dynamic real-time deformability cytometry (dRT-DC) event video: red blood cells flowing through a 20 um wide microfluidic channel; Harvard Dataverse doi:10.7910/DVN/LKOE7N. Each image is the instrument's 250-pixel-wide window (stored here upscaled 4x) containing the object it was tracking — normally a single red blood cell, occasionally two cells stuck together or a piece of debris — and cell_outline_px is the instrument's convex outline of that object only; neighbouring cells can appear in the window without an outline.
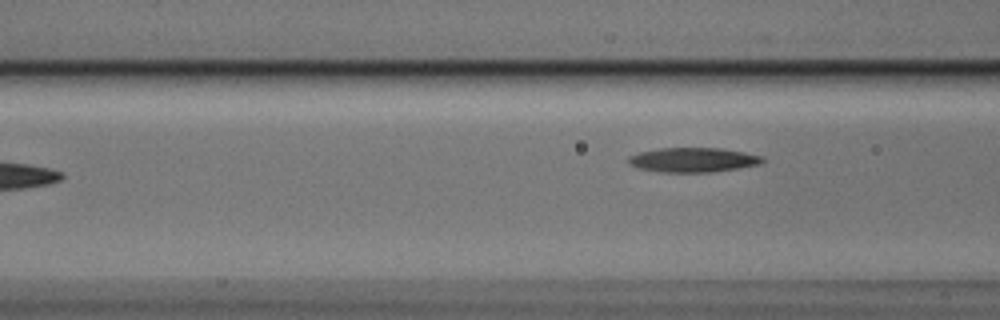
{"species": "Egyptian fruit bat (a non-hibernating species)", "species_latin": "Rousettus aegyptiacus", "temperature_condition": "cold", "stored_images_in_passage": 4, "camera_frame_rate_fps": 3000, "um_per_image_px": 0.085, "animal": {"sex": "male"}, "frame": {"image": 1, "passage_image": 4, "time_ms": 1.0, "image_size_px": [1000, 320], "cell_outline_px": [[764, 160], [760, 164], [712, 172], [660, 172], [636, 168], [628, 164], [628, 156], [640, 152], [660, 148], [720, 148], [744, 152], [764, 156]], "centroid_in_image_um": [58.88, 13.59], "position_along_channel_um": 107.7, "area_um2": 19.19}}